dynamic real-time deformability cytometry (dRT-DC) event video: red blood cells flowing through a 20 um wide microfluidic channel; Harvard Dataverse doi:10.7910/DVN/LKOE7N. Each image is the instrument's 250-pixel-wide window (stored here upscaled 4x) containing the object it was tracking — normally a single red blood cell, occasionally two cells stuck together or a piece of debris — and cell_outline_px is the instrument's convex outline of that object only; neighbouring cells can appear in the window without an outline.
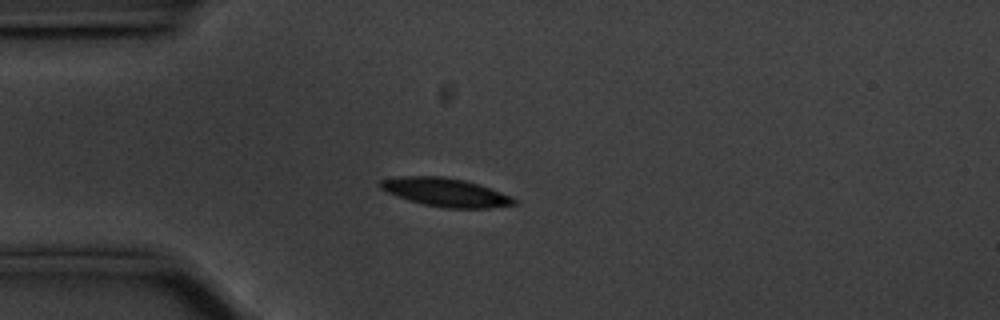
{"species": "common noctule bat (a hibernating species)", "species_latin": "Nyctalus noctula", "temperature_condition": "cold", "stored_images_in_passage": 43, "camera_frame_rate_fps": 3000, "um_per_image_px": 0.085, "animal": {"sex": "male", "body_mass_g": 20.1, "forearm_length_mm": 53.5}, "frame": {"image": 1, "passage_image": 1, "time_ms": 0.0, "image_size_px": [1000, 320], "cell_outline_px": [[516, 204], [488, 208], [444, 208], [424, 204], [408, 200], [396, 196], [380, 188], [380, 180], [400, 176], [444, 176], [464, 180], [512, 196], [516, 200]], "centroid_in_image_um": [37.85, 16.35], "position_along_channel_um": 47.1, "area_um2": 21.96}}
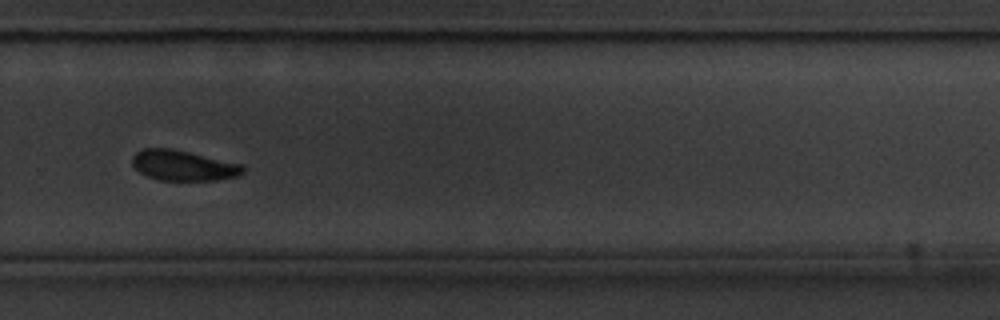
{"frame": {"image": 2, "passage_image": 25, "time_ms": 8.0, "image_size_px": [1000, 320], "cell_outline_px": [[244, 172], [236, 176], [216, 180], [160, 180], [144, 176], [132, 164], [132, 156], [136, 152], [144, 148], [172, 148], [244, 164]], "centroid_in_image_um": [15.57, 14.06], "position_along_channel_um": 314.2, "area_um2": 19.71}}
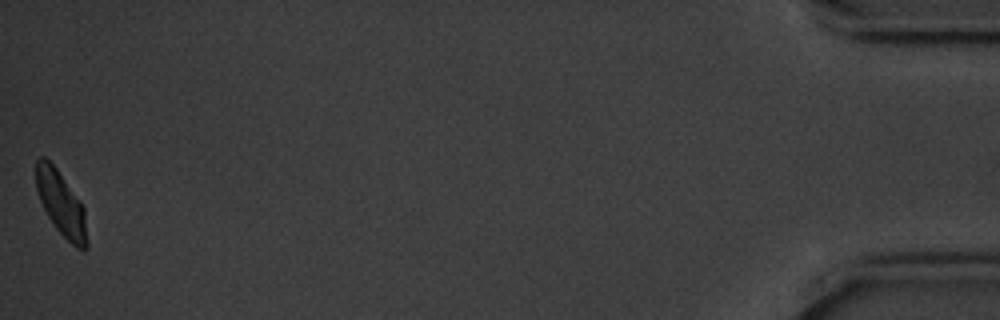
{"frame": {"image": 3, "passage_image": 43, "time_ms": 14.0, "image_size_px": [1000, 320], "cell_outline_px": [[88, 248], [84, 252], [76, 248], [56, 228], [48, 216], [40, 200], [36, 188], [36, 160], [40, 156], [44, 156], [56, 168], [80, 200], [84, 208], [88, 240]], "centroid_in_image_um": [5.22, 17.34], "position_along_channel_um": 430.0, "area_um2": 19.13}, "authors_computed_cell_mechanics": {"area_um2": 20.8658, "velocity_mm_per_s": 3.521, "shape_relaxation_time_tau1_ms": 1.9198, "shape_relaxation_time_tau2_ms": null, "deformation_change_tau1": 0.0922, "deformation_change_tau2": null}}